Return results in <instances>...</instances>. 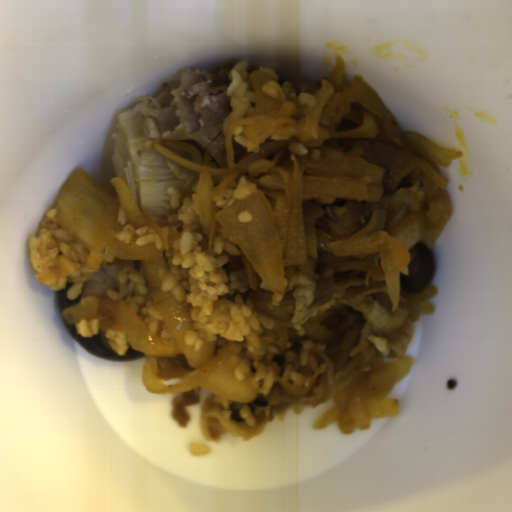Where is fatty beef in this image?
I'll return each instance as SVG.
<instances>
[{"mask_svg":"<svg viewBox=\"0 0 512 512\" xmlns=\"http://www.w3.org/2000/svg\"><path fill=\"white\" fill-rule=\"evenodd\" d=\"M341 57L326 79L333 91L324 105L311 137L273 135L247 152L232 135V173L217 180L210 203V230L202 247L208 252L218 236L224 237L215 213L218 196L239 183L241 176L256 183L273 210L282 251L285 250L289 201L283 191L260 184L273 168L292 164L297 156L304 174L332 176L365 183L364 201L321 198L304 202L305 229L318 231L317 258L284 269L286 288L272 292L236 244L240 254L223 265L228 277L224 301L241 295L242 302L269 319L262 330L265 346L277 347L271 358L268 395L251 402H232L211 392L199 422L207 441L222 435L250 440L273 419L283 421L292 410L335 401L349 381L386 360L403 358L416 321L431 315L429 301L438 289L427 284L418 293L399 287L406 320L392 334L377 333L365 314L373 303L387 312L392 302L378 252L348 256L333 254L334 240L394 231L416 216L421 235L417 241L432 251L452 213L447 178L438 163L423 158L405 141L397 119L366 80L344 77Z\"/></svg>","mask_w":512,"mask_h":512,"instance_id":"obj_1","label":"fatty beef"},{"mask_svg":"<svg viewBox=\"0 0 512 512\" xmlns=\"http://www.w3.org/2000/svg\"><path fill=\"white\" fill-rule=\"evenodd\" d=\"M242 81L255 94L254 116H292L297 120L307 117L322 86V80L278 83L273 67L266 66L256 71L245 69Z\"/></svg>","mask_w":512,"mask_h":512,"instance_id":"obj_2","label":"fatty beef"},{"mask_svg":"<svg viewBox=\"0 0 512 512\" xmlns=\"http://www.w3.org/2000/svg\"><path fill=\"white\" fill-rule=\"evenodd\" d=\"M117 305L115 300L103 296L94 302H84L67 309H62L61 316L68 323L74 324L83 319L97 320L98 327L102 330H116L115 315Z\"/></svg>","mask_w":512,"mask_h":512,"instance_id":"obj_3","label":"fatty beef"},{"mask_svg":"<svg viewBox=\"0 0 512 512\" xmlns=\"http://www.w3.org/2000/svg\"><path fill=\"white\" fill-rule=\"evenodd\" d=\"M160 145L197 165L221 167L209 151L198 142L188 139H161Z\"/></svg>","mask_w":512,"mask_h":512,"instance_id":"obj_4","label":"fatty beef"},{"mask_svg":"<svg viewBox=\"0 0 512 512\" xmlns=\"http://www.w3.org/2000/svg\"><path fill=\"white\" fill-rule=\"evenodd\" d=\"M155 365L157 380L171 381L193 372L184 354L157 357Z\"/></svg>","mask_w":512,"mask_h":512,"instance_id":"obj_5","label":"fatty beef"},{"mask_svg":"<svg viewBox=\"0 0 512 512\" xmlns=\"http://www.w3.org/2000/svg\"><path fill=\"white\" fill-rule=\"evenodd\" d=\"M200 386L186 392H178L172 401V419L181 427L188 426L190 416L185 407L196 406L201 403L199 397Z\"/></svg>","mask_w":512,"mask_h":512,"instance_id":"obj_6","label":"fatty beef"}]
</instances>
